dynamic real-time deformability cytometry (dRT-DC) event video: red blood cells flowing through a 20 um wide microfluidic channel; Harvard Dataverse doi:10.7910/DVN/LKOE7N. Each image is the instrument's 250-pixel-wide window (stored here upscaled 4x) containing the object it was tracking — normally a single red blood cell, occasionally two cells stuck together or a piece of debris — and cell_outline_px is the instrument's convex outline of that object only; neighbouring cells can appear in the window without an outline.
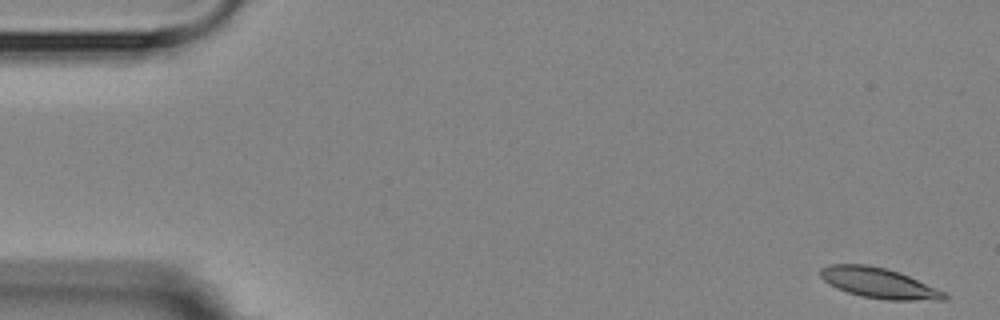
{"species": "Egyptian fruit bat (a non-hibernating species)", "species_latin": "Rousettus aegyptiacus", "temperature_condition": "room temperature", "stored_images_in_passage": 5, "camera_frame_rate_fps": 3000, "um_per_image_px": 0.085, "animal": {"sex": "female"}, "frame": {"image": 1, "passage_image": 1, "time_ms": 0.0, "image_size_px": [1000, 320], "cell_outline_px": [[948, 296], [944, 300], [888, 300], [864, 296], [848, 292], [836, 288], [824, 280], [820, 276], [820, 268], [828, 264], [868, 264], [884, 268], [908, 276], [944, 292]], "centroid_in_image_um": [74.65, 24.05], "position_along_channel_um": 10.3, "area_um2": 21.5}}
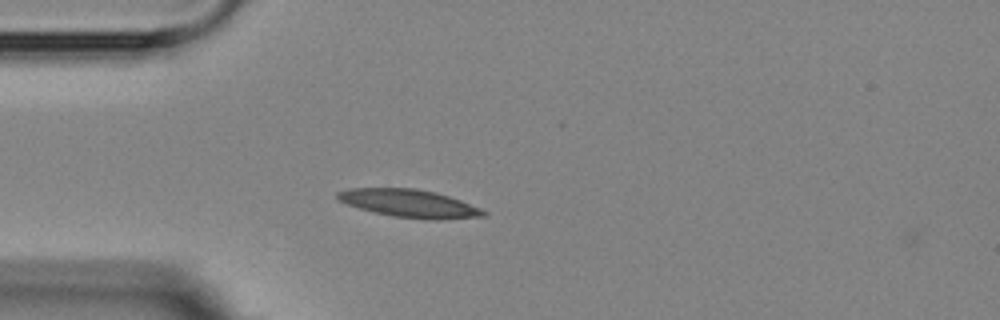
{"frame": {"image": 2, "passage_image": 5, "time_ms": 4.333, "image_size_px": [1000, 320], "cell_outline_px": [[488, 212], [484, 216], [440, 220], [428, 220], [392, 216], [344, 204], [336, 196], [336, 192], [348, 188], [416, 188], [436, 192], [460, 200], [480, 208]], "centroid_in_image_um": [34.79, 17.29], "position_along_channel_um": 50.2, "area_um2": 23.76}}